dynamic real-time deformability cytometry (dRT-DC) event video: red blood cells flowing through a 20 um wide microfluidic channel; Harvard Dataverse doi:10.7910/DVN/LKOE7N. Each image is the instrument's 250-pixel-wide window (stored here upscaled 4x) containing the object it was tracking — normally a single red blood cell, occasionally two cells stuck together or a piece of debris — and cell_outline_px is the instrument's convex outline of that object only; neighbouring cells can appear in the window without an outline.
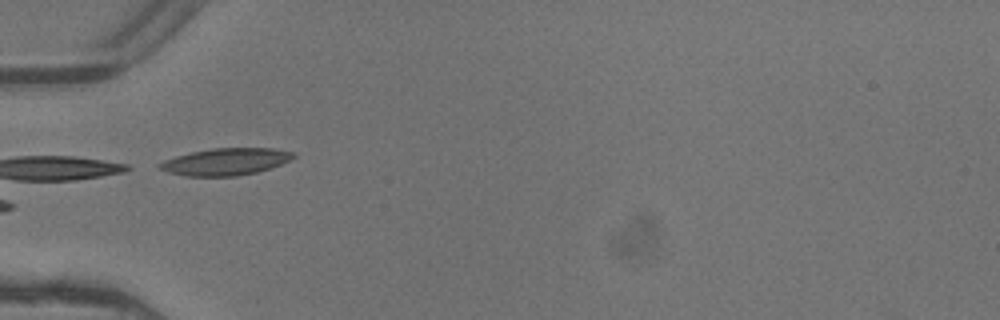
{"species": "common noctule bat (a hibernating species)", "species_latin": "Nyctalus noctula", "temperature_condition": "warm", "stored_images_in_passage": 6, "camera_frame_rate_fps": 3000, "um_per_image_px": 0.085, "animal": {"sex": "female"}, "frame": {"image": 1, "passage_image": 5, "time_ms": 1.333, "image_size_px": [1000, 320], "cell_outline_px": [[296, 156], [280, 164], [256, 172], [236, 176], [184, 176], [168, 172], [160, 168], [156, 164], [164, 160], [176, 156], [192, 152], [212, 148], [272, 148], [296, 152]], "centroid_in_image_um": [19.16, 13.74], "position_along_channel_um": 65.8, "area_um2": 20.92}}
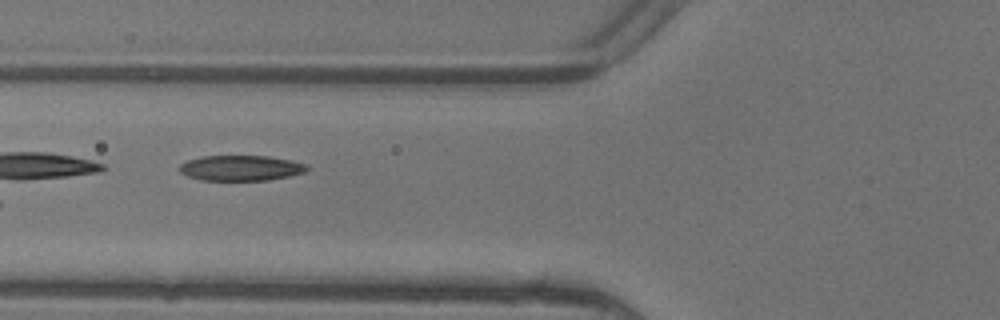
{"frame": {"image": 2, "passage_image": 6, "time_ms": 1.667, "image_size_px": [1000, 320], "cell_outline_px": [[308, 168], [304, 172], [288, 176], [268, 180], [200, 180], [188, 176], [180, 172], [180, 164], [188, 160], [204, 156], [268, 156], [292, 160], [304, 164]], "centroid_in_image_um": [20.45, 14.28], "position_along_channel_um": 105.3, "area_um2": 18.67}}